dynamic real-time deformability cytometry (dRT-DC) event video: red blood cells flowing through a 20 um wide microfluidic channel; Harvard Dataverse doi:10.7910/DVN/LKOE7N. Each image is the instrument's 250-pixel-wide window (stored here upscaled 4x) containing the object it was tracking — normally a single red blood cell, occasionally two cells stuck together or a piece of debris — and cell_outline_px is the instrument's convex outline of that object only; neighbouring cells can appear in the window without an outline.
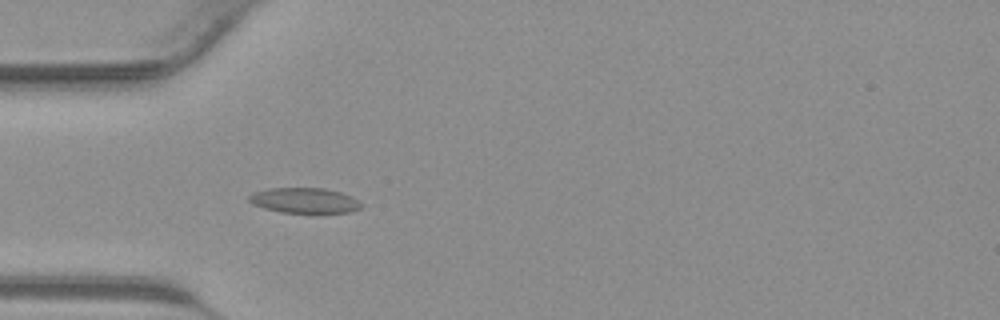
{"species": "common noctule bat (a hibernating species)", "species_latin": "Nyctalus noctula", "temperature_condition": "warm", "stored_images_in_passage": 43, "camera_frame_rate_fps": 3000, "um_per_image_px": 0.085, "animal": {"sex": "male", "body_mass_g": 23.1, "forearm_length_mm": 52.7}, "frame": {"image": 1, "passage_image": 13, "time_ms": 4.0, "image_size_px": [1000, 320], "cell_outline_px": [[364, 204], [360, 208], [348, 212], [280, 212], [264, 208], [252, 204], [248, 200], [248, 196], [256, 192], [268, 188], [324, 188], [340, 192], [352, 196]], "centroid_in_image_um": [25.89, 17.03], "position_along_channel_um": 59.1, "area_um2": 16.42}}
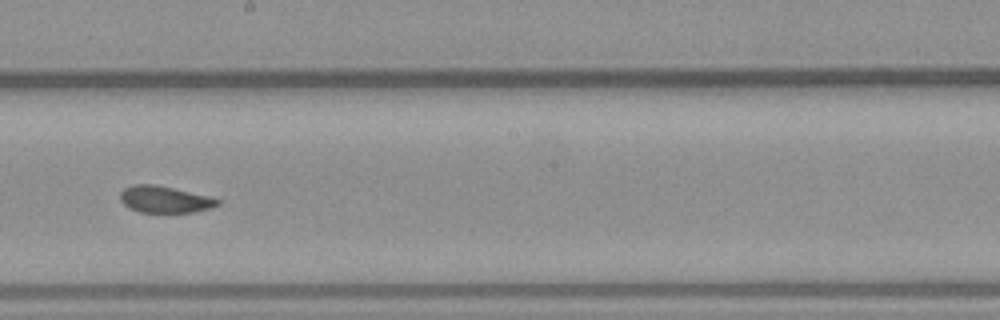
{"frame": {"image": 2, "passage_image": 24, "time_ms": 7.667, "image_size_px": [1000, 320], "cell_outline_px": [[220, 204], [212, 208], [196, 212], [140, 212], [128, 208], [120, 200], [120, 192], [124, 188], [132, 184], [156, 184], [208, 196], [220, 200]], "centroid_in_image_um": [13.99, 16.95], "position_along_channel_um": 234.2, "area_um2": 15.26}}
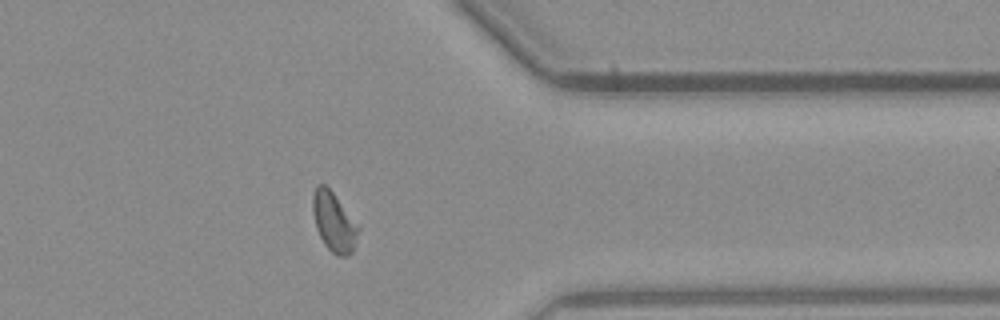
{"frame": {"image": 3, "passage_image": 34, "time_ms": 11.0, "image_size_px": [1000, 320], "cell_outline_px": [[360, 228], [352, 252], [348, 256], [336, 256], [324, 244], [316, 228], [312, 212], [312, 196], [316, 184], [324, 184], [332, 192], [360, 224]], "centroid_in_image_um": [28.39, 18.86], "position_along_channel_um": 383.0, "area_um2": 16.01}}